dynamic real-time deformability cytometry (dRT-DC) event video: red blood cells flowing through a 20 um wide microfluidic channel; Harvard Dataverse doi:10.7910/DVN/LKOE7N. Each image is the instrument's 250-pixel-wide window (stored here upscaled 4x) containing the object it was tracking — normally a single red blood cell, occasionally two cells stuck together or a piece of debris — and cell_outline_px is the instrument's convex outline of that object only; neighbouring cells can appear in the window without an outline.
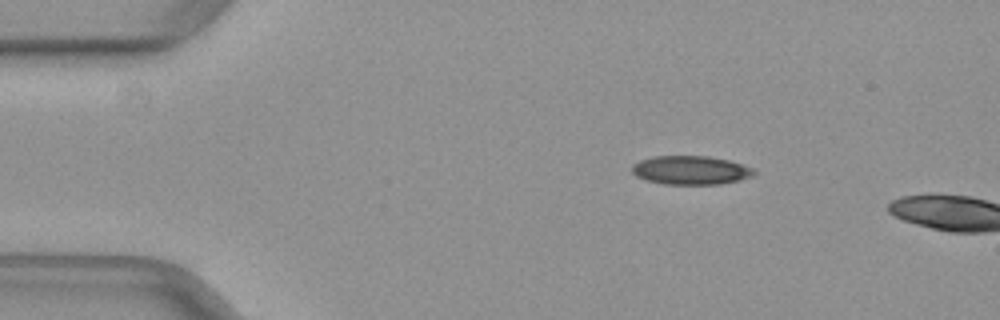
{"species": "common noctule bat (a hibernating species)", "species_latin": "Nyctalus noctula", "temperature_condition": "warm", "stored_images_in_passage": 4, "camera_frame_rate_fps": 3000, "um_per_image_px": 0.085, "animal": {"sex": "female", "body_mass_g": 29.2, "forearm_length_mm": 56.3}, "frame": {"image": 1, "passage_image": 1, "time_ms": 0.0, "image_size_px": [1000, 320], "cell_outline_px": [[756, 172], [752, 176], [740, 180], [720, 184], [664, 184], [648, 180], [636, 176], [632, 172], [632, 164], [640, 160], [656, 156], [708, 156], [728, 160], [752, 168]], "centroid_in_image_um": [58.7, 14.46], "position_along_channel_um": 26.3, "area_um2": 20.29}}